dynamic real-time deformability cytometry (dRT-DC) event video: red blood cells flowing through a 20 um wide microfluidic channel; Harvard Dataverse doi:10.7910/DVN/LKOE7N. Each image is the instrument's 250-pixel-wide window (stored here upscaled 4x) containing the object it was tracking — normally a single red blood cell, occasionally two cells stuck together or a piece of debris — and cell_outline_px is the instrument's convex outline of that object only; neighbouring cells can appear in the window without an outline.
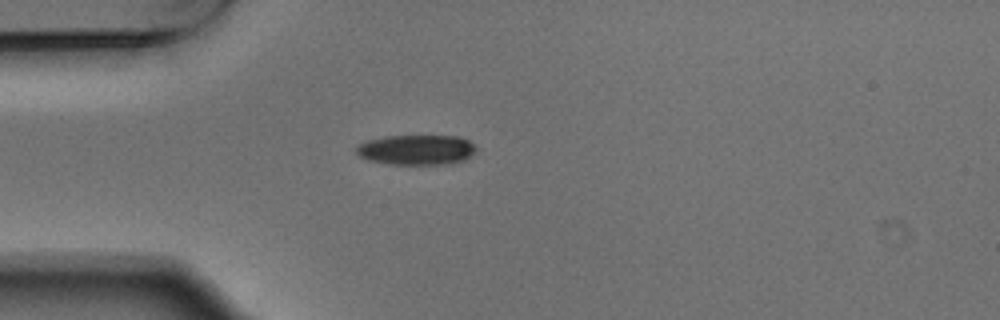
{"species": "Egyptian fruit bat (a non-hibernating species)", "species_latin": "Rousettus aegyptiacus", "temperature_condition": "warm", "stored_images_in_passage": 5, "camera_frame_rate_fps": 3000, "um_per_image_px": 0.085, "animal": {"sex": "male"}, "frame": {"image": 1, "passage_image": 5, "time_ms": 1.333, "image_size_px": [1000, 320], "cell_outline_px": [[476, 152], [464, 160], [444, 164], [388, 164], [368, 160], [360, 156], [356, 152], [356, 148], [360, 144], [368, 140], [384, 136], [460, 136], [468, 140], [476, 148]], "centroid_in_image_um": [35.4, 12.73], "position_along_channel_um": 49.6, "area_um2": 20.92}}